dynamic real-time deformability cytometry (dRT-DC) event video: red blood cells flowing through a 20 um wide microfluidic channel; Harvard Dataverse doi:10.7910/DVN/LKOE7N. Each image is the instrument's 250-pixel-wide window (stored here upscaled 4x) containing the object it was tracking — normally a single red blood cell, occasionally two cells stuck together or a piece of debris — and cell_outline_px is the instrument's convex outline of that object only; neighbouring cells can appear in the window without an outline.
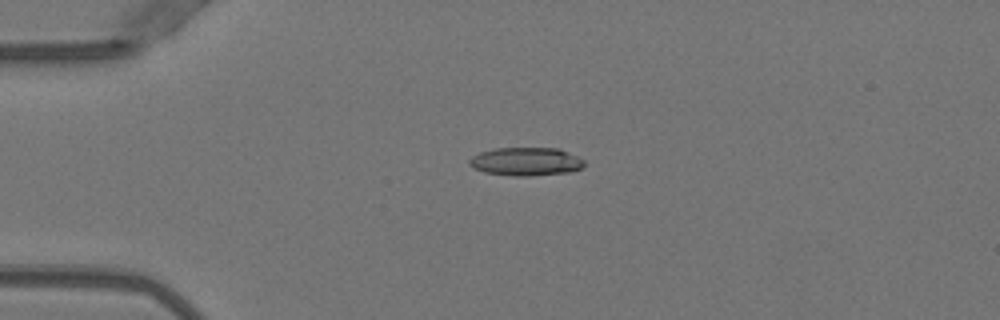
{"species": "Egyptian fruit bat (a non-hibernating species)", "species_latin": "Rousettus aegyptiacus", "temperature_condition": "warm", "stored_images_in_passage": 5, "camera_frame_rate_fps": 3000, "um_per_image_px": 0.085, "animal": {"sex": "female"}, "frame": {"image": 1, "passage_image": 3, "time_ms": 0.667, "image_size_px": [1000, 320], "cell_outline_px": [[584, 164], [580, 168], [568, 172], [532, 176], [516, 176], [484, 172], [472, 168], [468, 164], [468, 160], [472, 156], [480, 152], [496, 148], [560, 148], [584, 160]], "centroid_in_image_um": [44.67, 13.73], "position_along_channel_um": 40.3, "area_um2": 18.96}}